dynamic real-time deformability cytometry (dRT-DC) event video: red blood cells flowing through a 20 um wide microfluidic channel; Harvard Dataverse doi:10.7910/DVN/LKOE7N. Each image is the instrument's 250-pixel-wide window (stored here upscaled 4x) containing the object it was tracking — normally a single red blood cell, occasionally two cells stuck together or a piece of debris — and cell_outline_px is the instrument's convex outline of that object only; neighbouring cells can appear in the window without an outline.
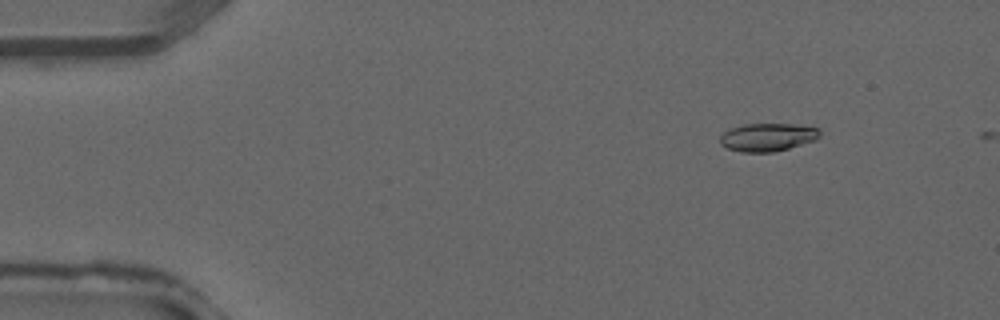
{"species": "common noctule bat (a hibernating species)", "species_latin": "Nyctalus noctula", "temperature_condition": "warm", "stored_images_in_passage": 5, "camera_frame_rate_fps": 3000, "um_per_image_px": 0.085, "animal": {"sex": "male", "forearm_length_mm": 52.5}, "frame": {"image": 1, "passage_image": 4, "time_ms": 1.0, "image_size_px": [1000, 320], "cell_outline_px": [[820, 136], [816, 140], [788, 148], [772, 152], [740, 152], [728, 148], [720, 144], [720, 136], [724, 132], [732, 128], [744, 124], [792, 124], [820, 128]], "centroid_in_image_um": [65.26, 11.66], "position_along_channel_um": 19.7, "area_um2": 16.24}}